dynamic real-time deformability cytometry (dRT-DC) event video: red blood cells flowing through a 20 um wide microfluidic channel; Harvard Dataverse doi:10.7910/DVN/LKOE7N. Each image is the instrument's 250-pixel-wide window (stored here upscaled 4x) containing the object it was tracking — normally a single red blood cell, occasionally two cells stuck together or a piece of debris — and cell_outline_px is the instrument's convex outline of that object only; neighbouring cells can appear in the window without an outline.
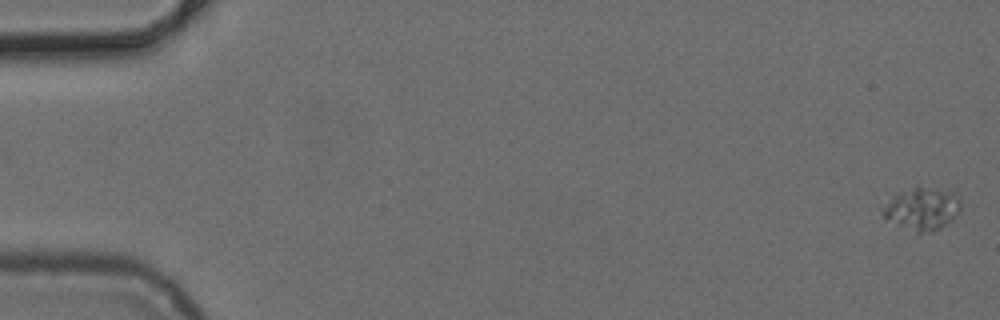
{"species": "common noctule bat (a hibernating species)", "species_latin": "Nyctalus noctula", "temperature_condition": "cold", "stored_images_in_passage": 2, "camera_frame_rate_fps": 3000, "um_per_image_px": 0.085, "animal": {"sex": "female", "body_mass_g": 24.6, "forearm_length_mm": 56.2}, "frame": {"image": 1, "passage_image": 2, "time_ms": 1.333, "image_size_px": [1000, 320], "cell_outline_px": [[960, 208], [952, 220], [940, 228], [932, 232], [916, 232], [884, 220], [880, 208], [896, 196], [912, 188], [924, 188], [952, 192], [960, 200]], "centroid_in_image_um": [78.35, 17.8], "position_along_channel_um": 6.7, "area_um2": 18.73}}